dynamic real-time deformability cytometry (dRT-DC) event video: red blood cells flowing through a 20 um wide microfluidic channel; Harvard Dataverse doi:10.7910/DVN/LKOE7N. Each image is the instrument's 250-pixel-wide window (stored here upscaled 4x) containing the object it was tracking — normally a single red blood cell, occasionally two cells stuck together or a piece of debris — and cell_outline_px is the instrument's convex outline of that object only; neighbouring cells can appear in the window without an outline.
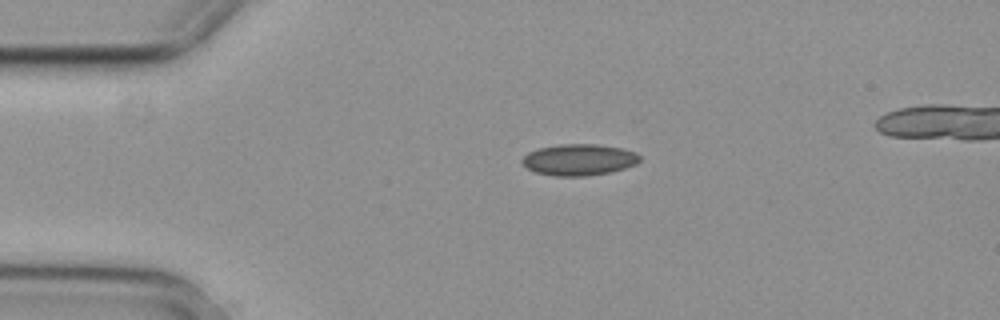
{"species": "common noctule bat (a hibernating species)", "species_latin": "Nyctalus noctula", "temperature_condition": "cold", "stored_images_in_passage": 3, "camera_frame_rate_fps": 3000, "um_per_image_px": 0.085, "animal": {"sex": "female", "body_mass_g": 29.2, "forearm_length_mm": 56.3}, "frame": {"image": 1, "passage_image": 1, "time_ms": 0.0, "image_size_px": [1000, 320], "cell_outline_px": [[640, 160], [636, 164], [624, 168], [608, 172], [588, 176], [552, 176], [536, 172], [528, 168], [520, 160], [528, 152], [540, 148], [560, 144], [596, 144], [620, 148], [636, 152], [640, 156]], "centroid_in_image_um": [49.21, 13.58], "position_along_channel_um": 35.8, "area_um2": 21.39}}